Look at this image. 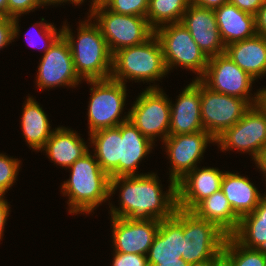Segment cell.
<instances>
[{
    "instance_id": "cell-1",
    "label": "cell",
    "mask_w": 266,
    "mask_h": 266,
    "mask_svg": "<svg viewBox=\"0 0 266 266\" xmlns=\"http://www.w3.org/2000/svg\"><path fill=\"white\" fill-rule=\"evenodd\" d=\"M161 187L159 177L153 172L110 178V196L120 188V207L116 208L109 201V214L111 217L130 219L171 218L177 208L176 183L170 182L165 192Z\"/></svg>"
},
{
    "instance_id": "cell-2",
    "label": "cell",
    "mask_w": 266,
    "mask_h": 266,
    "mask_svg": "<svg viewBox=\"0 0 266 266\" xmlns=\"http://www.w3.org/2000/svg\"><path fill=\"white\" fill-rule=\"evenodd\" d=\"M90 150L77 159L68 169L69 179L61 187L68 196L70 214H90L103 202L109 201L110 176L105 173Z\"/></svg>"
},
{
    "instance_id": "cell-3",
    "label": "cell",
    "mask_w": 266,
    "mask_h": 266,
    "mask_svg": "<svg viewBox=\"0 0 266 266\" xmlns=\"http://www.w3.org/2000/svg\"><path fill=\"white\" fill-rule=\"evenodd\" d=\"M87 18L79 22L76 40L66 22L61 27L62 35L69 43L75 71L83 81L108 79L111 76L113 54L89 13Z\"/></svg>"
},
{
    "instance_id": "cell-4",
    "label": "cell",
    "mask_w": 266,
    "mask_h": 266,
    "mask_svg": "<svg viewBox=\"0 0 266 266\" xmlns=\"http://www.w3.org/2000/svg\"><path fill=\"white\" fill-rule=\"evenodd\" d=\"M167 74L162 46L155 34L142 44L113 53L110 78L123 84H126L127 80L135 83L154 81V84L147 88H159L155 81Z\"/></svg>"
},
{
    "instance_id": "cell-5",
    "label": "cell",
    "mask_w": 266,
    "mask_h": 266,
    "mask_svg": "<svg viewBox=\"0 0 266 266\" xmlns=\"http://www.w3.org/2000/svg\"><path fill=\"white\" fill-rule=\"evenodd\" d=\"M89 13L99 26L112 54L142 44L155 34L146 17L115 13L102 2L91 3Z\"/></svg>"
},
{
    "instance_id": "cell-6",
    "label": "cell",
    "mask_w": 266,
    "mask_h": 266,
    "mask_svg": "<svg viewBox=\"0 0 266 266\" xmlns=\"http://www.w3.org/2000/svg\"><path fill=\"white\" fill-rule=\"evenodd\" d=\"M86 82L91 86L87 109L88 134L104 128L117 127L129 120V111L121 116L126 103V84L112 78L86 80Z\"/></svg>"
},
{
    "instance_id": "cell-7",
    "label": "cell",
    "mask_w": 266,
    "mask_h": 266,
    "mask_svg": "<svg viewBox=\"0 0 266 266\" xmlns=\"http://www.w3.org/2000/svg\"><path fill=\"white\" fill-rule=\"evenodd\" d=\"M162 50L167 72L175 66L197 73L200 79L208 64L207 56L201 51L186 27L180 23L166 24L155 30Z\"/></svg>"
},
{
    "instance_id": "cell-8",
    "label": "cell",
    "mask_w": 266,
    "mask_h": 266,
    "mask_svg": "<svg viewBox=\"0 0 266 266\" xmlns=\"http://www.w3.org/2000/svg\"><path fill=\"white\" fill-rule=\"evenodd\" d=\"M215 142L222 152L237 150L248 153L256 161L266 147V106L263 102L250 106L242 118L224 131Z\"/></svg>"
},
{
    "instance_id": "cell-9",
    "label": "cell",
    "mask_w": 266,
    "mask_h": 266,
    "mask_svg": "<svg viewBox=\"0 0 266 266\" xmlns=\"http://www.w3.org/2000/svg\"><path fill=\"white\" fill-rule=\"evenodd\" d=\"M200 80L210 89L244 99L250 106L262 102V89L254 96L250 92L256 80L242 70L226 53L208 59L204 75Z\"/></svg>"
},
{
    "instance_id": "cell-10",
    "label": "cell",
    "mask_w": 266,
    "mask_h": 266,
    "mask_svg": "<svg viewBox=\"0 0 266 266\" xmlns=\"http://www.w3.org/2000/svg\"><path fill=\"white\" fill-rule=\"evenodd\" d=\"M129 109V120L153 143L169 136L170 99L161 88H146Z\"/></svg>"
},
{
    "instance_id": "cell-11",
    "label": "cell",
    "mask_w": 266,
    "mask_h": 266,
    "mask_svg": "<svg viewBox=\"0 0 266 266\" xmlns=\"http://www.w3.org/2000/svg\"><path fill=\"white\" fill-rule=\"evenodd\" d=\"M227 234L216 224L184 210L182 258L189 264L201 263L223 251Z\"/></svg>"
},
{
    "instance_id": "cell-12",
    "label": "cell",
    "mask_w": 266,
    "mask_h": 266,
    "mask_svg": "<svg viewBox=\"0 0 266 266\" xmlns=\"http://www.w3.org/2000/svg\"><path fill=\"white\" fill-rule=\"evenodd\" d=\"M249 107L244 99L216 92L201 81L203 129L214 139L238 122Z\"/></svg>"
},
{
    "instance_id": "cell-13",
    "label": "cell",
    "mask_w": 266,
    "mask_h": 266,
    "mask_svg": "<svg viewBox=\"0 0 266 266\" xmlns=\"http://www.w3.org/2000/svg\"><path fill=\"white\" fill-rule=\"evenodd\" d=\"M37 68L36 85L40 90L58 86L75 88L82 81L75 71L71 49L63 35L44 53Z\"/></svg>"
},
{
    "instance_id": "cell-14",
    "label": "cell",
    "mask_w": 266,
    "mask_h": 266,
    "mask_svg": "<svg viewBox=\"0 0 266 266\" xmlns=\"http://www.w3.org/2000/svg\"><path fill=\"white\" fill-rule=\"evenodd\" d=\"M162 143L165 145L172 167L169 171V181L177 183L198 166L208 144L216 142L204 130L190 134L169 135Z\"/></svg>"
},
{
    "instance_id": "cell-15",
    "label": "cell",
    "mask_w": 266,
    "mask_h": 266,
    "mask_svg": "<svg viewBox=\"0 0 266 266\" xmlns=\"http://www.w3.org/2000/svg\"><path fill=\"white\" fill-rule=\"evenodd\" d=\"M114 252L146 256L156 234L160 220L111 217Z\"/></svg>"
},
{
    "instance_id": "cell-16",
    "label": "cell",
    "mask_w": 266,
    "mask_h": 266,
    "mask_svg": "<svg viewBox=\"0 0 266 266\" xmlns=\"http://www.w3.org/2000/svg\"><path fill=\"white\" fill-rule=\"evenodd\" d=\"M181 23L207 58L225 53V45L220 37L216 15L213 9L189 5Z\"/></svg>"
},
{
    "instance_id": "cell-17",
    "label": "cell",
    "mask_w": 266,
    "mask_h": 266,
    "mask_svg": "<svg viewBox=\"0 0 266 266\" xmlns=\"http://www.w3.org/2000/svg\"><path fill=\"white\" fill-rule=\"evenodd\" d=\"M225 172L196 167L176 183L177 208L191 211L200 201L221 189Z\"/></svg>"
},
{
    "instance_id": "cell-18",
    "label": "cell",
    "mask_w": 266,
    "mask_h": 266,
    "mask_svg": "<svg viewBox=\"0 0 266 266\" xmlns=\"http://www.w3.org/2000/svg\"><path fill=\"white\" fill-rule=\"evenodd\" d=\"M177 97L175 104L170 101L169 135L204 131L200 111L201 80L193 79Z\"/></svg>"
},
{
    "instance_id": "cell-19",
    "label": "cell",
    "mask_w": 266,
    "mask_h": 266,
    "mask_svg": "<svg viewBox=\"0 0 266 266\" xmlns=\"http://www.w3.org/2000/svg\"><path fill=\"white\" fill-rule=\"evenodd\" d=\"M183 239L184 210L176 208L171 218L160 220L158 233L146 255L148 263L180 262Z\"/></svg>"
},
{
    "instance_id": "cell-20",
    "label": "cell",
    "mask_w": 266,
    "mask_h": 266,
    "mask_svg": "<svg viewBox=\"0 0 266 266\" xmlns=\"http://www.w3.org/2000/svg\"><path fill=\"white\" fill-rule=\"evenodd\" d=\"M120 132L122 140L118 177L143 175V173L137 174L136 170L142 159L150 154L154 143L145 137L130 120L120 124Z\"/></svg>"
},
{
    "instance_id": "cell-21",
    "label": "cell",
    "mask_w": 266,
    "mask_h": 266,
    "mask_svg": "<svg viewBox=\"0 0 266 266\" xmlns=\"http://www.w3.org/2000/svg\"><path fill=\"white\" fill-rule=\"evenodd\" d=\"M88 147L76 131L60 126L55 128L41 150L51 162L67 169L89 151Z\"/></svg>"
},
{
    "instance_id": "cell-22",
    "label": "cell",
    "mask_w": 266,
    "mask_h": 266,
    "mask_svg": "<svg viewBox=\"0 0 266 266\" xmlns=\"http://www.w3.org/2000/svg\"><path fill=\"white\" fill-rule=\"evenodd\" d=\"M220 37L225 46L256 35L255 16L226 3L214 9Z\"/></svg>"
},
{
    "instance_id": "cell-23",
    "label": "cell",
    "mask_w": 266,
    "mask_h": 266,
    "mask_svg": "<svg viewBox=\"0 0 266 266\" xmlns=\"http://www.w3.org/2000/svg\"><path fill=\"white\" fill-rule=\"evenodd\" d=\"M225 53L256 80L266 76L265 37L256 34L252 38L233 42L225 47Z\"/></svg>"
},
{
    "instance_id": "cell-24",
    "label": "cell",
    "mask_w": 266,
    "mask_h": 266,
    "mask_svg": "<svg viewBox=\"0 0 266 266\" xmlns=\"http://www.w3.org/2000/svg\"><path fill=\"white\" fill-rule=\"evenodd\" d=\"M249 178L239 173L226 171L221 190L228 199L233 212L241 218L253 212L259 201L265 196L261 194Z\"/></svg>"
},
{
    "instance_id": "cell-25",
    "label": "cell",
    "mask_w": 266,
    "mask_h": 266,
    "mask_svg": "<svg viewBox=\"0 0 266 266\" xmlns=\"http://www.w3.org/2000/svg\"><path fill=\"white\" fill-rule=\"evenodd\" d=\"M24 103L21 131L27 145L36 152L41 151L55 129H51L47 114L34 97L28 96Z\"/></svg>"
},
{
    "instance_id": "cell-26",
    "label": "cell",
    "mask_w": 266,
    "mask_h": 266,
    "mask_svg": "<svg viewBox=\"0 0 266 266\" xmlns=\"http://www.w3.org/2000/svg\"><path fill=\"white\" fill-rule=\"evenodd\" d=\"M89 143L95 147L94 156L102 170L110 178L118 177L120 162L121 132L120 125L113 128H104L89 134ZM93 144V145H92Z\"/></svg>"
},
{
    "instance_id": "cell-27",
    "label": "cell",
    "mask_w": 266,
    "mask_h": 266,
    "mask_svg": "<svg viewBox=\"0 0 266 266\" xmlns=\"http://www.w3.org/2000/svg\"><path fill=\"white\" fill-rule=\"evenodd\" d=\"M191 211L199 218L216 224L228 236L237 230L240 221L221 189L200 201Z\"/></svg>"
},
{
    "instance_id": "cell-28",
    "label": "cell",
    "mask_w": 266,
    "mask_h": 266,
    "mask_svg": "<svg viewBox=\"0 0 266 266\" xmlns=\"http://www.w3.org/2000/svg\"><path fill=\"white\" fill-rule=\"evenodd\" d=\"M232 236L245 247L266 250V193L253 212L240 218Z\"/></svg>"
},
{
    "instance_id": "cell-29",
    "label": "cell",
    "mask_w": 266,
    "mask_h": 266,
    "mask_svg": "<svg viewBox=\"0 0 266 266\" xmlns=\"http://www.w3.org/2000/svg\"><path fill=\"white\" fill-rule=\"evenodd\" d=\"M191 0H149L146 18L150 26L157 28L180 23Z\"/></svg>"
},
{
    "instance_id": "cell-30",
    "label": "cell",
    "mask_w": 266,
    "mask_h": 266,
    "mask_svg": "<svg viewBox=\"0 0 266 266\" xmlns=\"http://www.w3.org/2000/svg\"><path fill=\"white\" fill-rule=\"evenodd\" d=\"M222 252L234 266H266V250L245 247L232 235L227 236Z\"/></svg>"
},
{
    "instance_id": "cell-31",
    "label": "cell",
    "mask_w": 266,
    "mask_h": 266,
    "mask_svg": "<svg viewBox=\"0 0 266 266\" xmlns=\"http://www.w3.org/2000/svg\"><path fill=\"white\" fill-rule=\"evenodd\" d=\"M33 29L35 27H39V28L33 32V35L32 33L30 32L31 29H29V31H27L29 34H25V38L28 42V45L33 47V48H38L42 51V49L44 50V53L54 44V42L62 35V29H59L58 32H57V28H55V25L51 24V23H47L44 18L41 19V21L37 22L36 25H33L32 26ZM39 31V32H38ZM36 33V34H35ZM31 36H28L30 35ZM41 34V35H40ZM37 36H38V39H37ZM40 36V37H39ZM42 39L44 41V45L43 47L40 48L39 46V42L42 41L40 40L39 42L37 40ZM36 39V41H35ZM42 41V42H43ZM38 42V43H37Z\"/></svg>"
},
{
    "instance_id": "cell-32",
    "label": "cell",
    "mask_w": 266,
    "mask_h": 266,
    "mask_svg": "<svg viewBox=\"0 0 266 266\" xmlns=\"http://www.w3.org/2000/svg\"><path fill=\"white\" fill-rule=\"evenodd\" d=\"M20 160L0 153V196L16 182L20 169Z\"/></svg>"
},
{
    "instance_id": "cell-33",
    "label": "cell",
    "mask_w": 266,
    "mask_h": 266,
    "mask_svg": "<svg viewBox=\"0 0 266 266\" xmlns=\"http://www.w3.org/2000/svg\"><path fill=\"white\" fill-rule=\"evenodd\" d=\"M101 2L115 13L146 17L149 0H102Z\"/></svg>"
},
{
    "instance_id": "cell-34",
    "label": "cell",
    "mask_w": 266,
    "mask_h": 266,
    "mask_svg": "<svg viewBox=\"0 0 266 266\" xmlns=\"http://www.w3.org/2000/svg\"><path fill=\"white\" fill-rule=\"evenodd\" d=\"M19 17H0V50L14 42L20 32Z\"/></svg>"
},
{
    "instance_id": "cell-35",
    "label": "cell",
    "mask_w": 266,
    "mask_h": 266,
    "mask_svg": "<svg viewBox=\"0 0 266 266\" xmlns=\"http://www.w3.org/2000/svg\"><path fill=\"white\" fill-rule=\"evenodd\" d=\"M46 5L44 0H7V17H21L23 14Z\"/></svg>"
},
{
    "instance_id": "cell-36",
    "label": "cell",
    "mask_w": 266,
    "mask_h": 266,
    "mask_svg": "<svg viewBox=\"0 0 266 266\" xmlns=\"http://www.w3.org/2000/svg\"><path fill=\"white\" fill-rule=\"evenodd\" d=\"M111 266H149L147 256L114 252Z\"/></svg>"
},
{
    "instance_id": "cell-37",
    "label": "cell",
    "mask_w": 266,
    "mask_h": 266,
    "mask_svg": "<svg viewBox=\"0 0 266 266\" xmlns=\"http://www.w3.org/2000/svg\"><path fill=\"white\" fill-rule=\"evenodd\" d=\"M264 1L265 0H229V3L237 6L240 10L255 16Z\"/></svg>"
},
{
    "instance_id": "cell-38",
    "label": "cell",
    "mask_w": 266,
    "mask_h": 266,
    "mask_svg": "<svg viewBox=\"0 0 266 266\" xmlns=\"http://www.w3.org/2000/svg\"><path fill=\"white\" fill-rule=\"evenodd\" d=\"M256 34L266 38V0L255 14Z\"/></svg>"
},
{
    "instance_id": "cell-39",
    "label": "cell",
    "mask_w": 266,
    "mask_h": 266,
    "mask_svg": "<svg viewBox=\"0 0 266 266\" xmlns=\"http://www.w3.org/2000/svg\"><path fill=\"white\" fill-rule=\"evenodd\" d=\"M5 196H0V240L4 235V227L8 218L10 211V204H8L7 199H4Z\"/></svg>"
},
{
    "instance_id": "cell-40",
    "label": "cell",
    "mask_w": 266,
    "mask_h": 266,
    "mask_svg": "<svg viewBox=\"0 0 266 266\" xmlns=\"http://www.w3.org/2000/svg\"><path fill=\"white\" fill-rule=\"evenodd\" d=\"M191 3L201 8L214 10L223 4L229 3V0H191Z\"/></svg>"
},
{
    "instance_id": "cell-41",
    "label": "cell",
    "mask_w": 266,
    "mask_h": 266,
    "mask_svg": "<svg viewBox=\"0 0 266 266\" xmlns=\"http://www.w3.org/2000/svg\"><path fill=\"white\" fill-rule=\"evenodd\" d=\"M255 164H256L257 168L260 169L259 171L264 173L263 174L265 176L264 178H266V147L261 152L259 158L255 161ZM265 181H266V179H265Z\"/></svg>"
},
{
    "instance_id": "cell-42",
    "label": "cell",
    "mask_w": 266,
    "mask_h": 266,
    "mask_svg": "<svg viewBox=\"0 0 266 266\" xmlns=\"http://www.w3.org/2000/svg\"><path fill=\"white\" fill-rule=\"evenodd\" d=\"M214 266H234V265L223 252H220L218 255L215 256Z\"/></svg>"
},
{
    "instance_id": "cell-43",
    "label": "cell",
    "mask_w": 266,
    "mask_h": 266,
    "mask_svg": "<svg viewBox=\"0 0 266 266\" xmlns=\"http://www.w3.org/2000/svg\"><path fill=\"white\" fill-rule=\"evenodd\" d=\"M149 266H190V264L180 258V262H157L156 264H149Z\"/></svg>"
},
{
    "instance_id": "cell-44",
    "label": "cell",
    "mask_w": 266,
    "mask_h": 266,
    "mask_svg": "<svg viewBox=\"0 0 266 266\" xmlns=\"http://www.w3.org/2000/svg\"><path fill=\"white\" fill-rule=\"evenodd\" d=\"M0 17H7V0H0Z\"/></svg>"
},
{
    "instance_id": "cell-45",
    "label": "cell",
    "mask_w": 266,
    "mask_h": 266,
    "mask_svg": "<svg viewBox=\"0 0 266 266\" xmlns=\"http://www.w3.org/2000/svg\"><path fill=\"white\" fill-rule=\"evenodd\" d=\"M214 264H215V257L201 263L190 264V266H214Z\"/></svg>"
},
{
    "instance_id": "cell-46",
    "label": "cell",
    "mask_w": 266,
    "mask_h": 266,
    "mask_svg": "<svg viewBox=\"0 0 266 266\" xmlns=\"http://www.w3.org/2000/svg\"><path fill=\"white\" fill-rule=\"evenodd\" d=\"M45 1V3L46 4H48V5H55V4H62L63 2L64 3H67V2H69V3H71L72 4V0H44Z\"/></svg>"
},
{
    "instance_id": "cell-47",
    "label": "cell",
    "mask_w": 266,
    "mask_h": 266,
    "mask_svg": "<svg viewBox=\"0 0 266 266\" xmlns=\"http://www.w3.org/2000/svg\"><path fill=\"white\" fill-rule=\"evenodd\" d=\"M84 1L85 0H72V4L76 5V6L77 5L79 6L80 4L84 3ZM90 3H96V0H92V2H90Z\"/></svg>"
},
{
    "instance_id": "cell-48",
    "label": "cell",
    "mask_w": 266,
    "mask_h": 266,
    "mask_svg": "<svg viewBox=\"0 0 266 266\" xmlns=\"http://www.w3.org/2000/svg\"><path fill=\"white\" fill-rule=\"evenodd\" d=\"M262 102L266 106V87L262 88Z\"/></svg>"
}]
</instances>
